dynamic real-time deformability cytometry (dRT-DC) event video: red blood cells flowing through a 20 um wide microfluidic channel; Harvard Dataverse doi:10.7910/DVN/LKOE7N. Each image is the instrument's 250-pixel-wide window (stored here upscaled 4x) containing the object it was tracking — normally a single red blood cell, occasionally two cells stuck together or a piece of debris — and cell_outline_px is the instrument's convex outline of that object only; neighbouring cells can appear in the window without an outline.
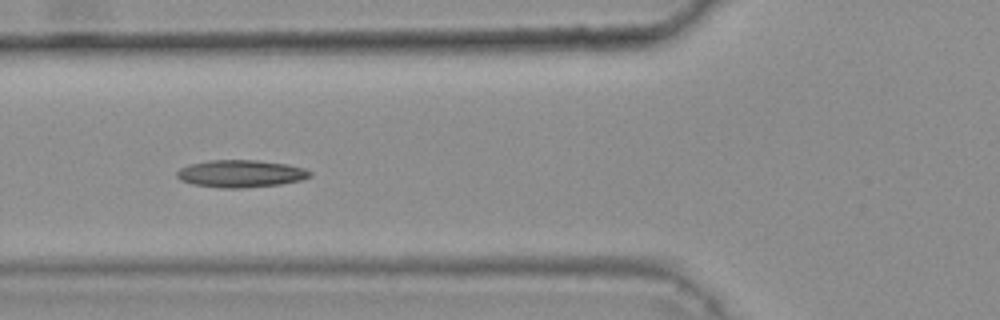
{"species": "common noctule bat (a hibernating species)", "species_latin": "Nyctalus noctula", "temperature_condition": "warm", "stored_images_in_passage": 45, "camera_frame_rate_fps": 3000, "um_per_image_px": 0.085, "animal": {"sex": "female", "body_mass_g": 25.1}, "frame": {"image": 1, "passage_image": 20, "time_ms": 6.333, "image_size_px": [1000, 320], "cell_outline_px": [[312, 176], [300, 180], [280, 184], [240, 188], [220, 188], [192, 184], [180, 180], [176, 176], [176, 172], [180, 168], [188, 164], [208, 160], [260, 160], [288, 164], [304, 168], [312, 172]], "centroid_in_image_um": [20.44, 14.75], "position_along_channel_um": 105.4, "area_um2": 21.39}}
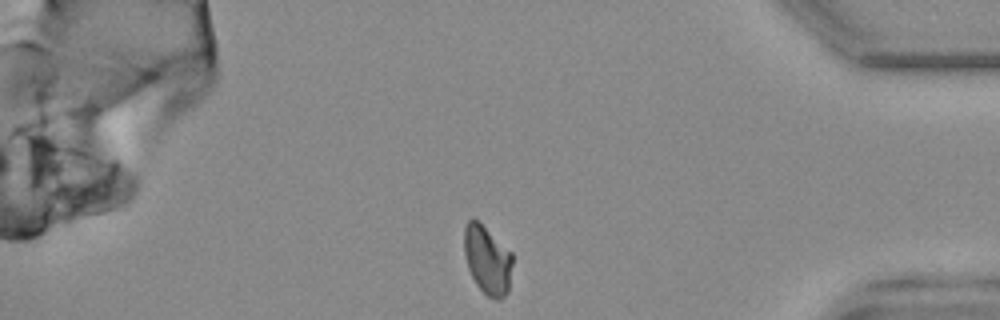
{"frame": {"image": 2, "passage_image": 45, "time_ms": 14.667, "image_size_px": [1000, 320], "cell_outline_px": [[512, 264], [508, 292], [500, 300], [496, 300], [488, 296], [476, 284], [468, 268], [464, 252], [464, 228], [468, 220], [472, 216], [512, 252]], "centroid_in_image_um": [41.42, 22.09], "position_along_channel_um": 393.8, "area_um2": 19.25}, "authors_computed_cell_mechanics": {"area_um2": 20.4034, "velocity_mm_per_s": 3.8012, "shape_relaxation_time_tau1_ms": 7.4505, "shape_relaxation_time_tau2_ms": 3.9705, "deformation_change_tau1": 0.1881, "deformation_change_tau2": 0.1114}}